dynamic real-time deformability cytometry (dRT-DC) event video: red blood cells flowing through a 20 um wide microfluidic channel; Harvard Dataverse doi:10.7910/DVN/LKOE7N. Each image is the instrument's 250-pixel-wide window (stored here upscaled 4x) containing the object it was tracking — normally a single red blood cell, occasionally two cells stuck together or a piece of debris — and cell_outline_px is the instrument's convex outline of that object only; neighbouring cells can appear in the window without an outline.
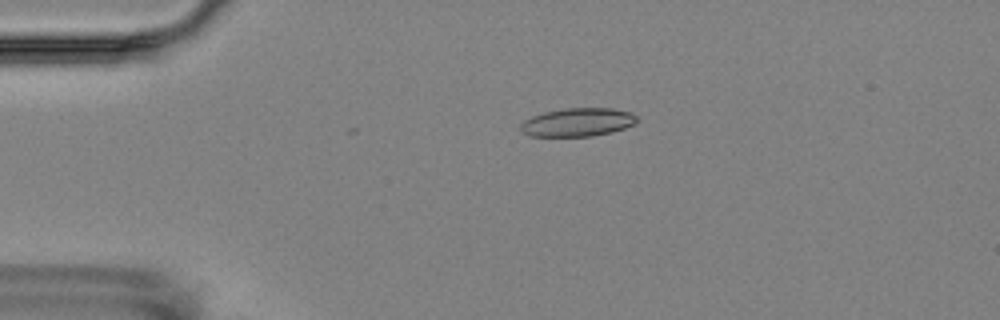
{"species": "Egyptian fruit bat (a non-hibernating species)", "species_latin": "Rousettus aegyptiacus", "temperature_condition": "room temperature", "stored_images_in_passage": 9, "camera_frame_rate_fps": 3000, "um_per_image_px": 0.085, "animal": {"sex": "female"}, "frame": {"image": 1, "passage_image": 4, "time_ms": 3.667, "image_size_px": [1000, 320], "cell_outline_px": [[636, 124], [612, 132], [592, 136], [528, 136], [520, 128], [520, 124], [524, 120], [532, 116], [544, 112], [564, 108], [612, 108], [632, 112], [636, 116]], "centroid_in_image_um": [49.11, 10.38], "position_along_channel_um": 35.9, "area_um2": 19.31}}
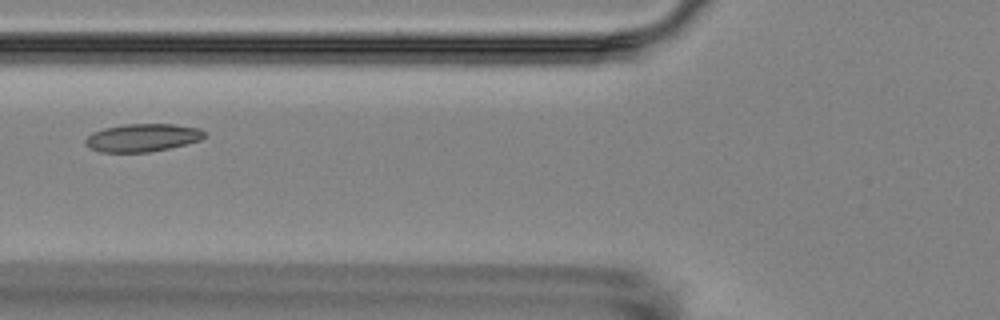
{"frame": {"image": 2, "passage_image": 7, "time_ms": 7.0, "image_size_px": [1000, 320], "cell_outline_px": [[208, 136], [200, 140], [168, 148], [148, 152], [100, 152], [84, 144], [84, 140], [92, 132], [104, 128], [124, 124], [172, 124], [200, 128], [208, 132]], "centroid_in_image_um": [12.14, 11.69], "position_along_channel_um": 113.7, "area_um2": 19.42}}
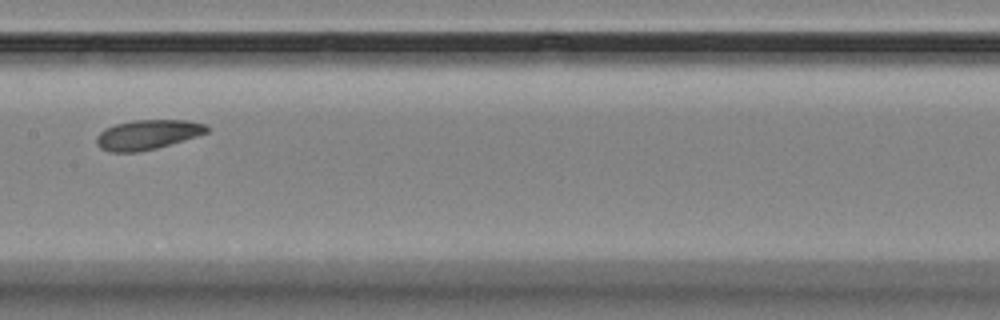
{"frame": {"image": 3, "passage_image": 9, "time_ms": 9.333, "image_size_px": [1000, 320], "cell_outline_px": [[208, 132], [184, 140], [156, 148], [136, 152], [112, 152], [100, 148], [96, 144], [96, 136], [104, 128], [116, 124], [132, 120], [188, 120], [208, 124]], "centroid_in_image_um": [12.53, 11.43], "position_along_channel_um": 194.9, "area_um2": 19.13}}